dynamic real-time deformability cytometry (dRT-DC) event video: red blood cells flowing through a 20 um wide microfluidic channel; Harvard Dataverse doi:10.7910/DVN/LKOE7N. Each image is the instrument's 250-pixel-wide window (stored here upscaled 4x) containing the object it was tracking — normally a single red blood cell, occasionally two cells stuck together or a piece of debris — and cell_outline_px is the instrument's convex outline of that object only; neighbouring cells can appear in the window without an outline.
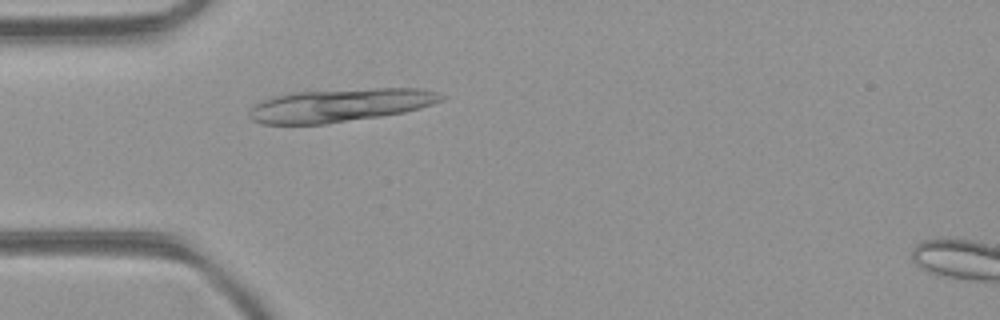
{"species": "common noctule bat (a hibernating species)", "species_latin": "Nyctalus noctula", "temperature_condition": "room temperature", "stored_images_in_passage": 5, "camera_frame_rate_fps": 3000, "um_per_image_px": 0.085, "animal": {"sex": "female", "body_mass_g": 21.9}, "frame": {"image": 1, "passage_image": 4, "time_ms": 1.0, "image_size_px": [1000, 320], "cell_outline_px": [[444, 100], [420, 108], [404, 112], [380, 116], [324, 124], [264, 124], [252, 120], [248, 116], [252, 108], [256, 104], [272, 96], [288, 92], [372, 88], [424, 88], [436, 92], [444, 96]], "centroid_in_image_um": [28.91, 8.93], "position_along_channel_um": 56.1, "area_um2": 37.17}}